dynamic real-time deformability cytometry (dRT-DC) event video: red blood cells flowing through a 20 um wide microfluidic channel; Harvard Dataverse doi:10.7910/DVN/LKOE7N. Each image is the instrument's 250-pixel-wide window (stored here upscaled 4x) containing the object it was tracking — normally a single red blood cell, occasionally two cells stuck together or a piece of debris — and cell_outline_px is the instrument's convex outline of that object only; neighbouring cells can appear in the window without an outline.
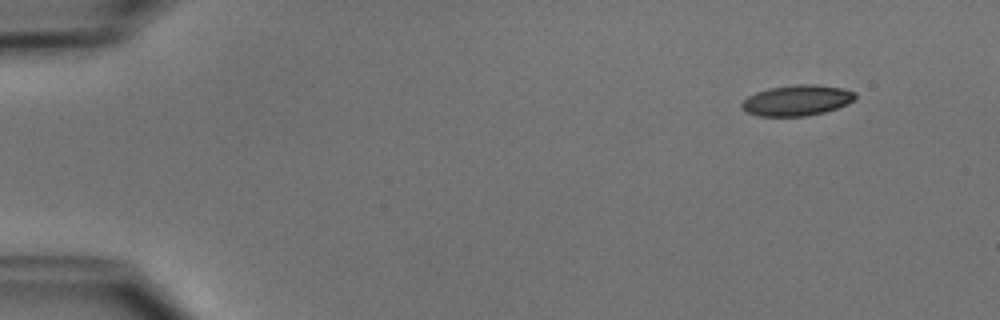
{"species": "common noctule bat (a hibernating species)", "species_latin": "Nyctalus noctula", "temperature_condition": "cold", "stored_images_in_passage": 47, "camera_frame_rate_fps": 3000, "um_per_image_px": 0.085, "animal": {"sex": "male", "body_mass_g": 15.6}, "frame": {"image": 1, "passage_image": 1, "time_ms": 0.0, "image_size_px": [1000, 320], "cell_outline_px": [[856, 100], [848, 104], [824, 112], [808, 116], [756, 116], [740, 108], [740, 104], [748, 96], [756, 92], [768, 88], [796, 84], [816, 84], [844, 88], [856, 92]], "centroid_in_image_um": [67.76, 8.52], "position_along_channel_um": 17.2, "area_um2": 20.58}}
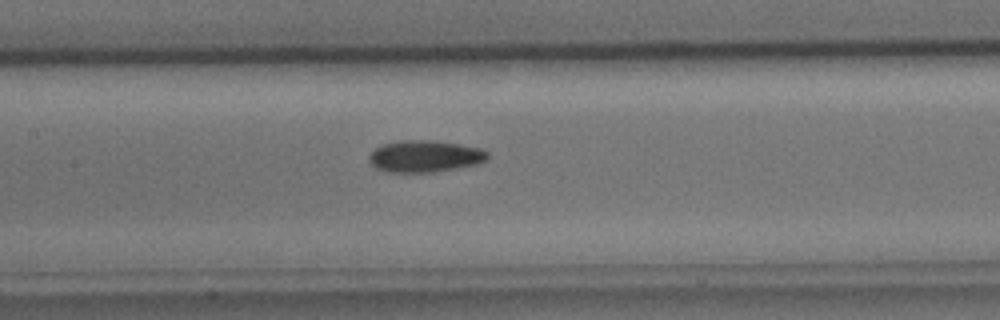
{"frame": {"image": 2, "passage_image": 21, "time_ms": 6.667, "image_size_px": [1000, 320], "cell_outline_px": [[488, 156], [480, 164], [432, 172], [388, 172], [376, 168], [368, 160], [368, 156], [376, 148], [384, 144], [404, 140], [428, 140], [460, 144], [480, 148], [488, 152]], "centroid_in_image_um": [36.12, 13.29], "position_along_channel_um": 171.3, "area_um2": 21.79}}
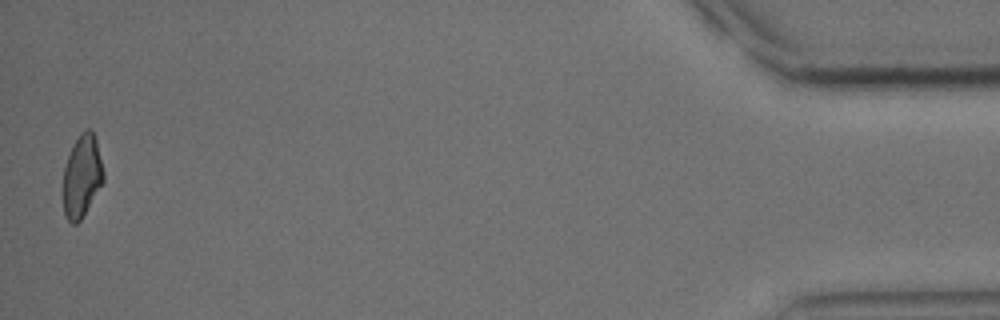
{"frame": {"image": 3, "passage_image": 47, "time_ms": 15.333, "image_size_px": [1000, 320], "cell_outline_px": [[104, 180], [80, 220], [76, 224], [72, 224], [68, 220], [64, 212], [64, 168], [68, 156], [80, 132], [84, 128], [92, 128], [96, 140], [104, 172]], "centroid_in_image_um": [6.98, 14.93], "position_along_channel_um": 428.2, "area_um2": 19.02}, "authors_computed_cell_mechanics": {"area_um2": 20.6924, "velocity_mm_per_s": 3.9293, "shape_relaxation_time_tau1_ms": 4.7919, "shape_relaxation_time_tau2_ms": 4.1137, "deformation_change_tau1": 0.131, "deformation_change_tau2": 0.1}}